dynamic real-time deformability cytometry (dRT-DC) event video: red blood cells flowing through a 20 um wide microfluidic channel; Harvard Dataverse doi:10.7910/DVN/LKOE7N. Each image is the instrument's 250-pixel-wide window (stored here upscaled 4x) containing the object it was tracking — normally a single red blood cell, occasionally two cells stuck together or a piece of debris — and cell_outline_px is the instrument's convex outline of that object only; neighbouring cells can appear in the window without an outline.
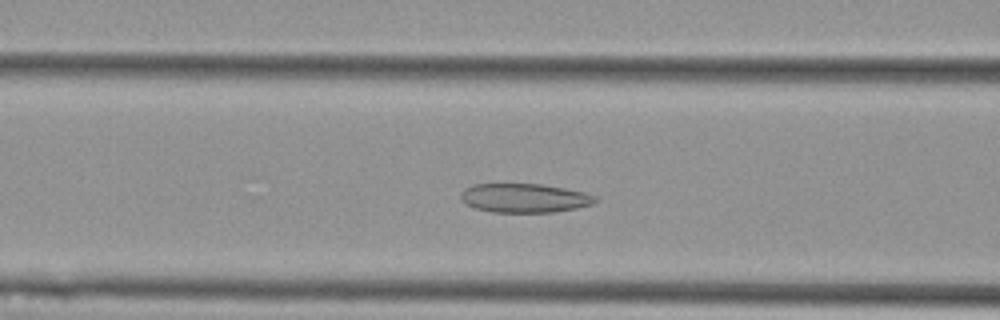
{"species": "Egyptian fruit bat (a non-hibernating species)", "species_latin": "Rousettus aegyptiacus", "temperature_condition": "cold", "stored_images_in_passage": 35, "camera_frame_rate_fps": 3000, "um_per_image_px": 0.085, "animal": {"sex": "female"}, "frame": {"image": 1, "passage_image": 11, "time_ms": 3.333, "image_size_px": [1000, 320], "cell_outline_px": [[596, 200], [592, 204], [576, 208], [552, 212], [492, 212], [476, 208], [464, 204], [460, 196], [460, 192], [464, 188], [472, 184], [540, 184], [584, 192], [596, 196]], "centroid_in_image_um": [44.52, 16.83], "position_along_channel_um": 122.1, "area_um2": 22.66}}
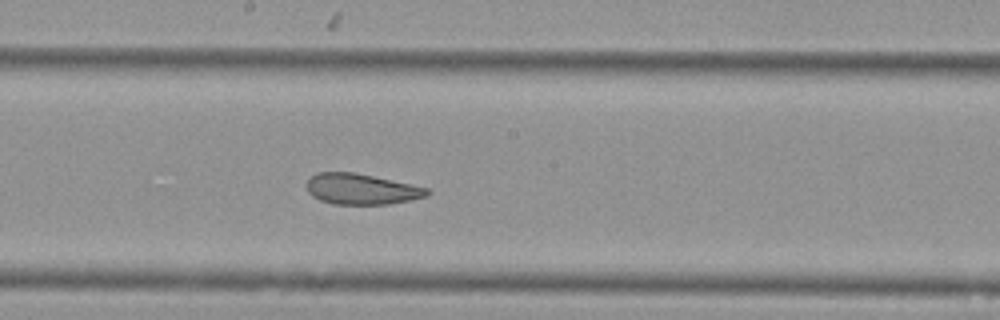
{"frame": {"image": 2, "passage_image": 19, "time_ms": 6.0, "image_size_px": [1000, 320], "cell_outline_px": [[432, 192], [428, 196], [412, 200], [388, 204], [332, 204], [320, 200], [312, 196], [308, 192], [308, 180], [316, 172], [356, 172], [428, 188]], "centroid_in_image_um": [30.75, 16.07], "position_along_channel_um": 217.5, "area_um2": 21.62}}
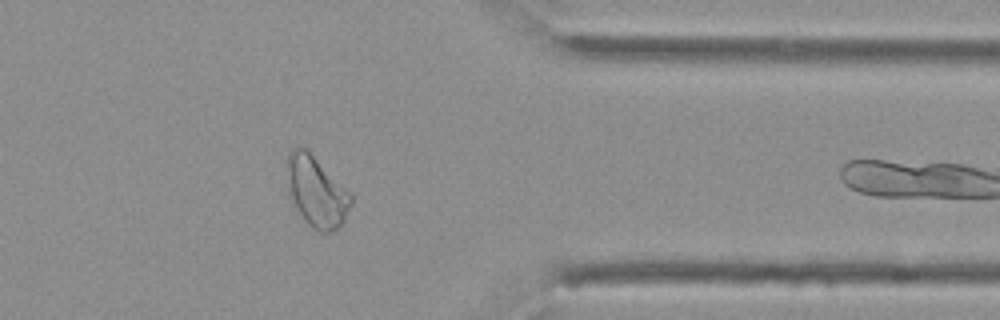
{"frame": {"image": 3, "passage_image": 34, "time_ms": 11.0, "image_size_px": [1000, 320], "cell_outline_px": [[352, 204], [344, 220], [332, 232], [320, 232], [312, 228], [296, 212], [288, 200], [284, 164], [284, 160], [288, 152], [292, 148], [304, 148], [352, 196]], "centroid_in_image_um": [26.78, 16.32], "position_along_channel_um": 384.6, "area_um2": 26.53}}